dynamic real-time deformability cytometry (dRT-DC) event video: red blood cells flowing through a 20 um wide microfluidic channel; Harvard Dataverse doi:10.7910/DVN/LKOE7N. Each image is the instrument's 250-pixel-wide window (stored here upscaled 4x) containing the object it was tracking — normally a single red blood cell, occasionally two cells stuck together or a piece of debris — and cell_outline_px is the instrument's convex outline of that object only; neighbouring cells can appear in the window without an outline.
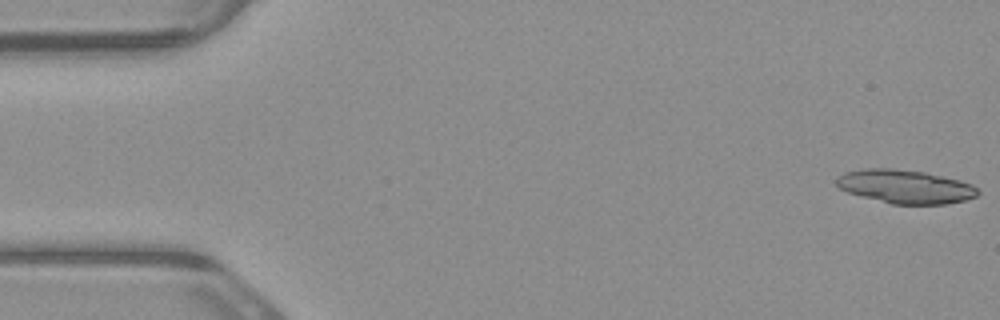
{"species": "common noctule bat (a hibernating species)", "species_latin": "Nyctalus noctula", "temperature_condition": "warm", "stored_images_in_passage": 5, "camera_frame_rate_fps": 3000, "um_per_image_px": 0.085, "animal": {"sex": "male", "body_mass_g": 23.1, "forearm_length_mm": 52.7}, "frame": {"image": 1, "passage_image": 1, "time_ms": 0.0, "image_size_px": [1000, 320], "cell_outline_px": [[980, 192], [976, 196], [964, 200], [948, 204], [892, 204], [848, 192], [840, 188], [836, 184], [836, 180], [844, 172], [864, 168], [892, 168], [924, 172], [960, 180], [972, 184]], "centroid_in_image_um": [76.96, 15.85], "position_along_channel_um": 8.0, "area_um2": 27.51}}